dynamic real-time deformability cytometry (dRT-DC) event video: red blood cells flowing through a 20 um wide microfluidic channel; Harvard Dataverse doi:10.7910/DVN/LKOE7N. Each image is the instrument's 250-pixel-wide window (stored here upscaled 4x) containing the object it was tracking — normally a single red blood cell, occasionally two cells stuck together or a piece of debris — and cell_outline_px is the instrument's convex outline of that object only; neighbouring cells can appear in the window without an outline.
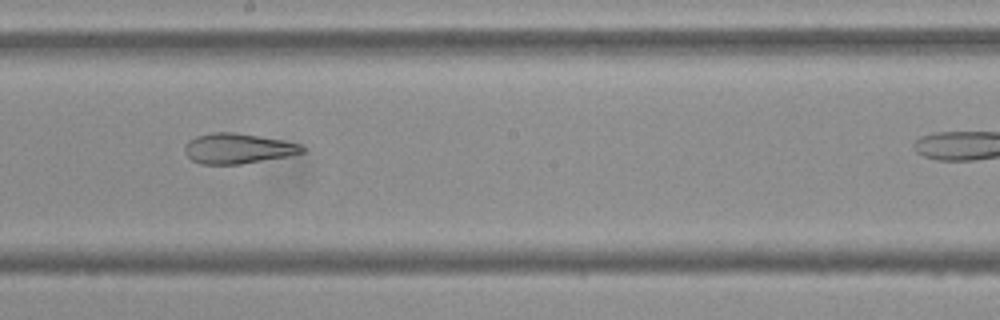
{"species": "Egyptian fruit bat (a non-hibernating species)", "species_latin": "Rousettus aegyptiacus", "temperature_condition": "cold", "stored_images_in_passage": 34, "camera_frame_rate_fps": 3000, "um_per_image_px": 0.085, "frame": {"image": 1, "passage_image": 20, "time_ms": 6.333, "image_size_px": [1000, 320], "cell_outline_px": [[304, 152], [288, 156], [240, 164], [200, 164], [192, 160], [184, 152], [184, 148], [188, 140], [196, 136], [212, 132], [236, 132], [280, 140], [300, 144], [304, 148]], "centroid_in_image_um": [20.17, 12.62], "position_along_channel_um": 228.0, "area_um2": 20.58}}